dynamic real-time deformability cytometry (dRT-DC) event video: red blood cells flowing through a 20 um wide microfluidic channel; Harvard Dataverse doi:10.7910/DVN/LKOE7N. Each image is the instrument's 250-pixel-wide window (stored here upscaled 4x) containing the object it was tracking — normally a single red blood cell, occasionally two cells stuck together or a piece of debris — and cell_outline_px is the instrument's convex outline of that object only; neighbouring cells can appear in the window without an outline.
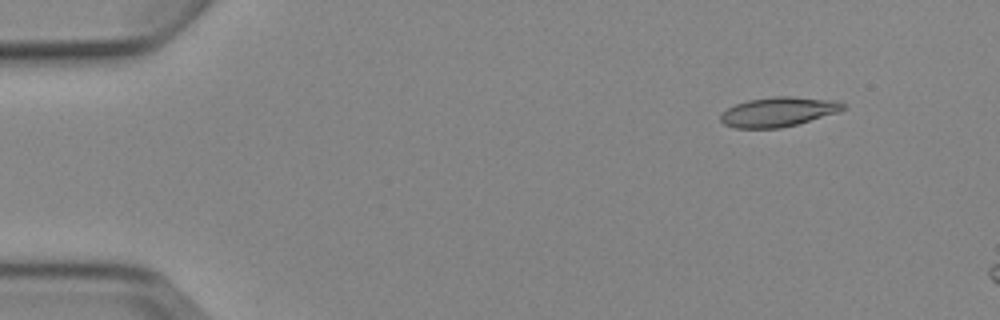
{"species": "Egyptian fruit bat (a non-hibernating species)", "species_latin": "Rousettus aegyptiacus", "temperature_condition": "cold", "stored_images_in_passage": 6, "camera_frame_rate_fps": 3000, "um_per_image_px": 0.085, "animal": {"sex": "female"}, "frame": {"image": 1, "passage_image": 2, "time_ms": 1.333, "image_size_px": [1000, 320], "cell_outline_px": [[848, 108], [840, 112], [796, 124], [780, 128], [736, 128], [724, 124], [720, 120], [720, 112], [736, 104], [748, 100], [772, 96], [792, 96], [840, 100]], "centroid_in_image_um": [66.2, 9.49], "position_along_channel_um": 18.8, "area_um2": 21.39}}